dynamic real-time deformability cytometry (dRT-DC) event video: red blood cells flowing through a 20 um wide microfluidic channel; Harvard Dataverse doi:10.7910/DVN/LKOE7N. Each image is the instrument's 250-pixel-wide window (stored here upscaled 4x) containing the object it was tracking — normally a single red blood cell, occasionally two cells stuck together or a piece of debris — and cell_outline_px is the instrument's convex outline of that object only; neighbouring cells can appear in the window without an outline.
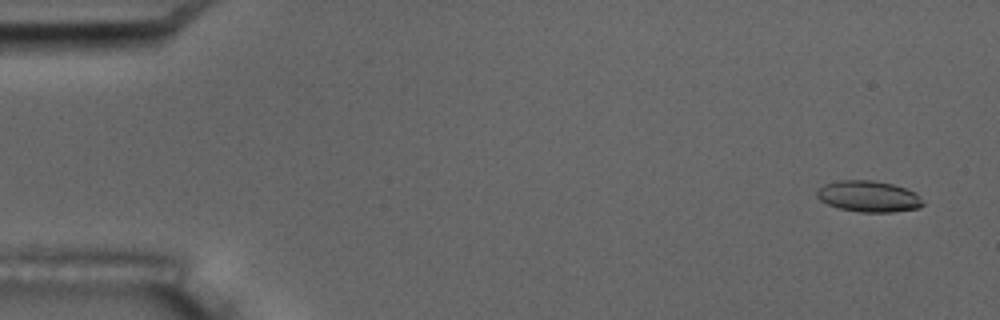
{"species": "common noctule bat (a hibernating species)", "species_latin": "Nyctalus noctula", "temperature_condition": "room temperature", "stored_images_in_passage": 7, "camera_frame_rate_fps": 3000, "um_per_image_px": 0.085, "animal": {"sex": "male", "body_mass_g": 17.5, "forearm_length_mm": 52.3}, "frame": {"image": 1, "passage_image": 1, "time_ms": 0.0, "image_size_px": [1000, 320], "cell_outline_px": [[924, 204], [920, 208], [892, 212], [860, 212], [840, 208], [828, 204], [820, 200], [816, 196], [816, 192], [824, 184], [840, 180], [872, 180], [892, 184], [916, 192], [920, 196]], "centroid_in_image_um": [73.85, 16.69], "position_along_channel_um": 11.2, "area_um2": 19.25}}